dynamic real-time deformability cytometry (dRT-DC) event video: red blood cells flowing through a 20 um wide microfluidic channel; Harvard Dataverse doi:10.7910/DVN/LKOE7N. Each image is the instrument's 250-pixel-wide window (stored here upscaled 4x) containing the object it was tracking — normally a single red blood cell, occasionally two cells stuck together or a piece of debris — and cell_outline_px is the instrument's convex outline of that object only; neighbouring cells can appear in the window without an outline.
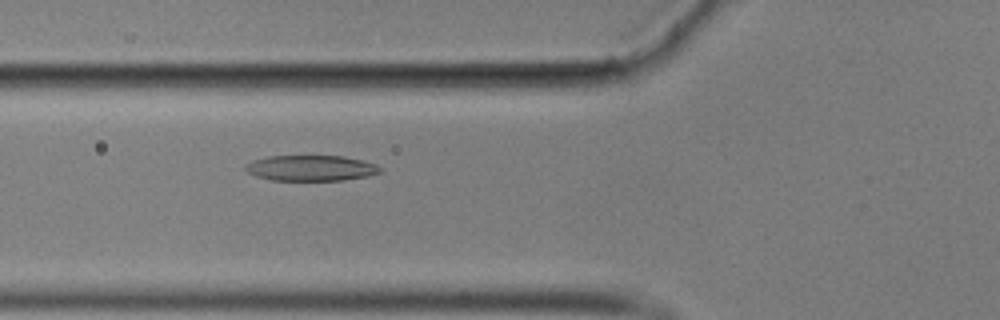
{"species": "common noctule bat (a hibernating species)", "species_latin": "Nyctalus noctula", "temperature_condition": "cold", "stored_images_in_passage": 57, "camera_frame_rate_fps": 3000, "um_per_image_px": 0.085, "animal": {"sex": "male", "body_mass_g": 17.9}, "frame": {"image": 1, "passage_image": 21, "time_ms": 6.667, "image_size_px": [1000, 320], "cell_outline_px": [[384, 168], [380, 172], [368, 176], [344, 180], [272, 180], [256, 176], [248, 172], [244, 168], [244, 164], [252, 160], [268, 156], [344, 156], [376, 164]], "centroid_in_image_um": [26.42, 14.28], "position_along_channel_um": 99.4, "area_um2": 20.17}}
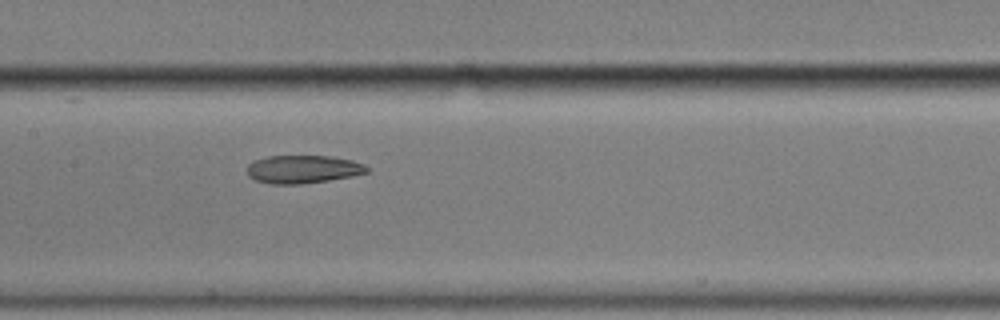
{"frame": {"image": 2, "passage_image": 28, "time_ms": 9.0, "image_size_px": [1000, 320], "cell_outline_px": [[368, 172], [352, 176], [328, 180], [300, 184], [272, 184], [256, 180], [248, 176], [248, 164], [256, 160], [268, 156], [332, 156], [352, 160], [364, 164], [368, 168]], "centroid_in_image_um": [25.76, 14.38], "position_along_channel_um": 181.6, "area_um2": 19.48}}
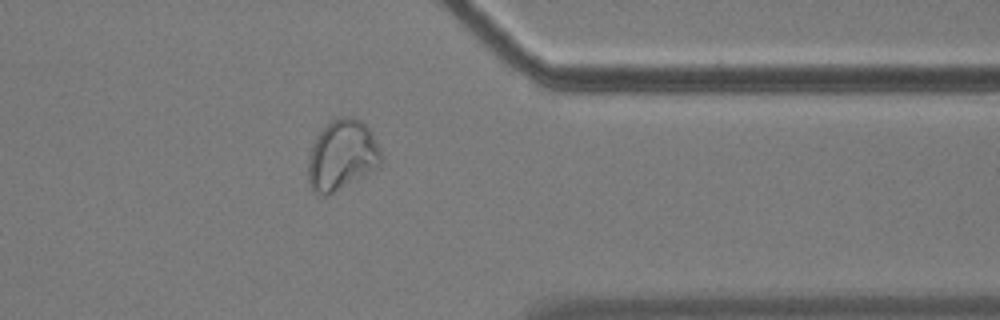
{"frame": {"image": 3, "passage_image": 46, "time_ms": 15.0, "image_size_px": [1000, 320], "cell_outline_px": [[380, 164], [376, 168], [364, 176], [328, 196], [324, 196], [316, 192], [308, 184], [308, 160], [312, 144], [316, 136], [332, 120], [340, 116], [352, 116], [360, 120], [372, 132], [380, 148]], "centroid_in_image_um": [29.05, 13.2], "position_along_channel_um": 382.3, "area_um2": 29.88}, "authors_computed_cell_mechanics": {"area_um2": 22.4264, "velocity_mm_per_s": 3.5091, "shape_relaxation_time_tau1_ms": null, "shape_relaxation_time_tau2_ms": 2.156, "deformation_change_tau1": null, "deformation_change_tau2": 0.0827}}